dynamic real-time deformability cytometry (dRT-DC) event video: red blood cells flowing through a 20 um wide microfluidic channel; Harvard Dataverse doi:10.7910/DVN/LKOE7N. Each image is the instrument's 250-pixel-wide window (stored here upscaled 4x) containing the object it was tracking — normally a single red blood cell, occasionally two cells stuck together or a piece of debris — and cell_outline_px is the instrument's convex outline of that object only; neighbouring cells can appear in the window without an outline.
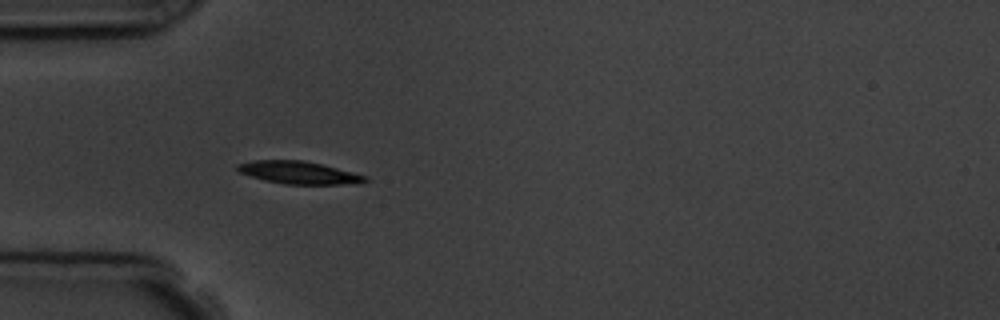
{"species": "common noctule bat (a hibernating species)", "species_latin": "Nyctalus noctula", "temperature_condition": "room temperature", "stored_images_in_passage": 7, "camera_frame_rate_fps": 3000, "um_per_image_px": 0.085, "animal": {"sex": "male", "body_mass_g": 19.5, "forearm_length_mm": 54.6}, "frame": {"image": 1, "passage_image": 4, "time_ms": 3.333, "image_size_px": [1000, 320], "cell_outline_px": [[368, 180], [360, 184], [284, 184], [264, 180], [240, 172], [236, 168], [236, 164], [252, 160], [304, 160], [368, 176]], "centroid_in_image_um": [25.41, 14.67], "position_along_channel_um": 59.6, "area_um2": 16.76}}